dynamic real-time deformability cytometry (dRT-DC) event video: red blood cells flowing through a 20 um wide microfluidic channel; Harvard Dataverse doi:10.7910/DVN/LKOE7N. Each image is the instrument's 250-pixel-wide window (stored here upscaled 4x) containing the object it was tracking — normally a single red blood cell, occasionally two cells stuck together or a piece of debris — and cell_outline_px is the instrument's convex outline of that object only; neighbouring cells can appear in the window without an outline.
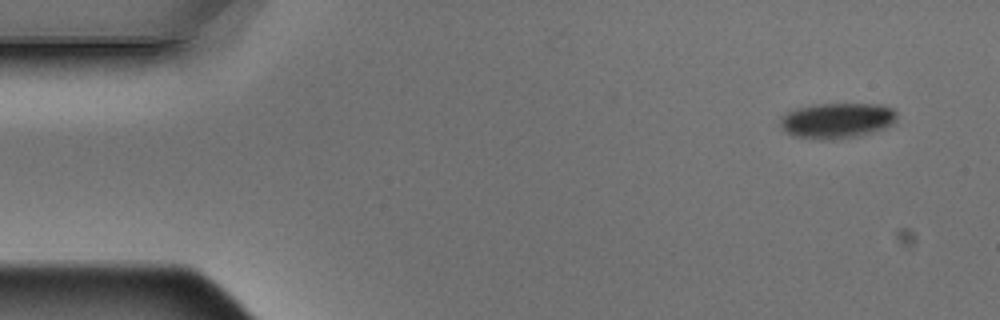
{"species": "Egyptian fruit bat (a non-hibernating species)", "species_latin": "Rousettus aegyptiacus", "temperature_condition": "warm", "stored_images_in_passage": 6, "camera_frame_rate_fps": 3000, "um_per_image_px": 0.085, "animal": {"sex": "male"}, "frame": {"image": 1, "passage_image": 6, "time_ms": 1.667, "image_size_px": [1000, 320], "cell_outline_px": [[896, 120], [888, 128], [860, 136], [832, 140], [820, 140], [796, 136], [788, 132], [780, 124], [780, 116], [796, 108], [816, 104], [880, 104], [892, 108], [896, 112]], "centroid_in_image_um": [71.19, 10.25], "position_along_channel_um": 13.8, "area_um2": 24.28}}